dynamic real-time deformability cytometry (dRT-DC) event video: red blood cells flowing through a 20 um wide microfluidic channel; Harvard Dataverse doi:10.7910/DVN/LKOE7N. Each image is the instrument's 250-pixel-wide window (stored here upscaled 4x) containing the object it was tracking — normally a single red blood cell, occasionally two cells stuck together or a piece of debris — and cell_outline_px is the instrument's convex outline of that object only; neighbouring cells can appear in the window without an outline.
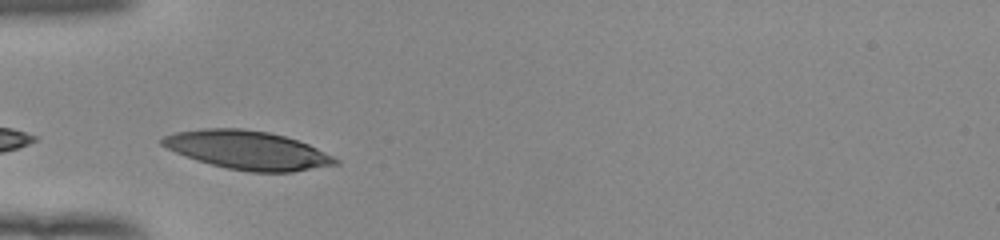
{"species": "human", "species_latin": "Homo sapiens", "temperature_condition": "room temperature", "stored_images_in_passage": 28, "camera_frame_rate_fps": 3000, "um_per_image_px": 0.085, "donor": {"sex": "female"}, "frame": {"image": 1, "passage_image": 1, "time_ms": 0.0, "image_size_px": [1000, 240], "cell_outline_px": [[340, 164], [292, 172], [248, 172], [228, 168], [196, 160], [176, 152], [160, 144], [160, 140], [164, 136], [176, 132], [200, 128], [240, 128], [268, 132], [284, 136], [308, 144], [340, 160]], "centroid_in_image_um": [21.04, 12.76], "position_along_channel_um": 64.0, "area_um2": 38.73}}
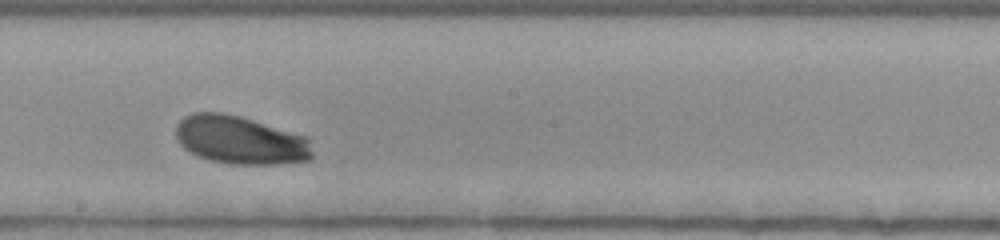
{"frame": {"image": 2, "passage_image": 14, "time_ms": 4.333, "image_size_px": [1000, 240], "cell_outline_px": [[312, 156], [308, 160], [276, 164], [228, 164], [208, 160], [184, 148], [180, 144], [176, 136], [176, 124], [184, 116], [192, 112], [224, 112], [240, 116], [304, 136], [308, 140], [312, 152]], "centroid_in_image_um": [20.37, 11.9], "position_along_channel_um": 227.8, "area_um2": 38.21}}
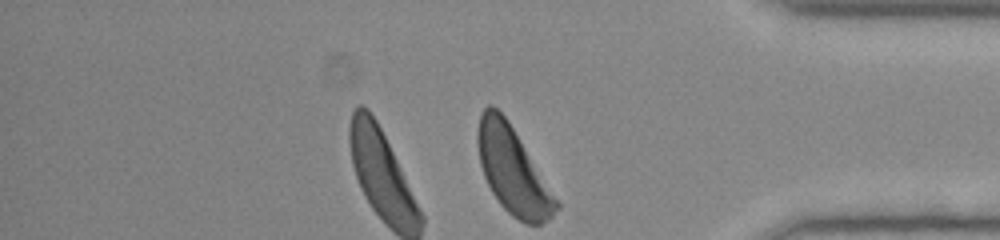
{"frame": {"image": 3, "passage_image": 28, "time_ms": 9.0, "image_size_px": [1000, 240], "cell_outline_px": [[560, 208], [548, 220], [540, 224], [524, 224], [512, 216], [500, 204], [492, 192], [484, 176], [480, 164], [476, 140], [476, 132], [480, 112], [488, 104], [492, 104], [508, 120], [560, 204]], "centroid_in_image_um": [43.56, 14.49], "position_along_channel_um": 391.6, "area_um2": 39.36}, "authors_computed_cell_mechanics": {"area_um2": 38.2636, "velocity_mm_per_s": 3.865, "shape_relaxation_time_tau1_ms": 1.1115, "shape_relaxation_time_tau2_ms": null, "deformation_change_tau1": 0.0939, "deformation_change_tau2": null}}